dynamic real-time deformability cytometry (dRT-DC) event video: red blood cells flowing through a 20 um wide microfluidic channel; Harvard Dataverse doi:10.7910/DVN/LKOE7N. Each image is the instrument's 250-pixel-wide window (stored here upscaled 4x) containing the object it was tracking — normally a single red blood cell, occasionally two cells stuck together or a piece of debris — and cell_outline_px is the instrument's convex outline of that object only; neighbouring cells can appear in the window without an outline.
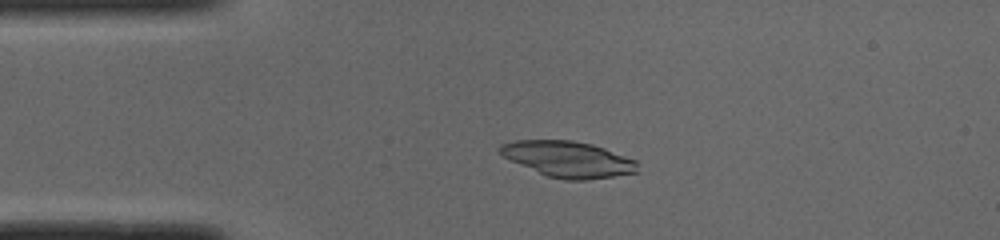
{"species": "common noctule bat (a hibernating species)", "species_latin": "Nyctalus noctula", "temperature_condition": "cold", "stored_images_in_passage": 50, "camera_frame_rate_fps": 3000, "um_per_image_px": 0.085, "animal": {"sex": "male", "body_mass_g": 19.0, "forearm_length_mm": 50.8}, "frame": {"image": 1, "passage_image": 11, "time_ms": 3.333, "image_size_px": [1000, 240], "cell_outline_px": [[640, 172], [588, 180], [564, 180], [548, 176], [512, 160], [504, 156], [496, 148], [500, 144], [516, 140], [572, 140], [592, 144], [604, 148], [636, 160]], "centroid_in_image_um": [48.33, 13.53], "position_along_channel_um": 36.7, "area_um2": 28.67}}
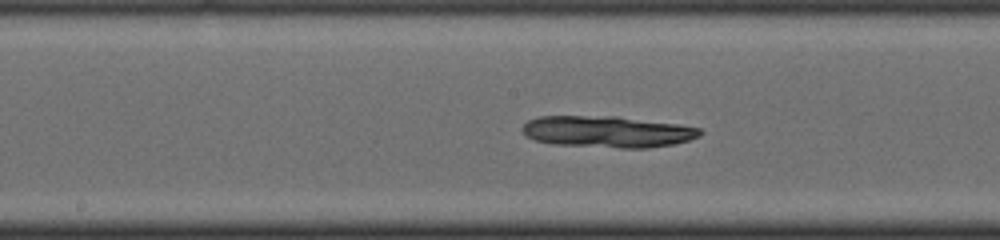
{"frame": {"image": 2, "passage_image": 25, "time_ms": 8.0, "image_size_px": [1000, 240], "cell_outline_px": [[704, 132], [700, 136], [688, 140], [672, 144], [648, 148], [620, 148], [552, 144], [536, 140], [528, 136], [520, 128], [528, 120], [540, 116], [616, 116], [680, 124], [700, 128]], "centroid_in_image_um": [51.65, 11.19], "position_along_channel_um": 196.6, "area_um2": 32.71}}
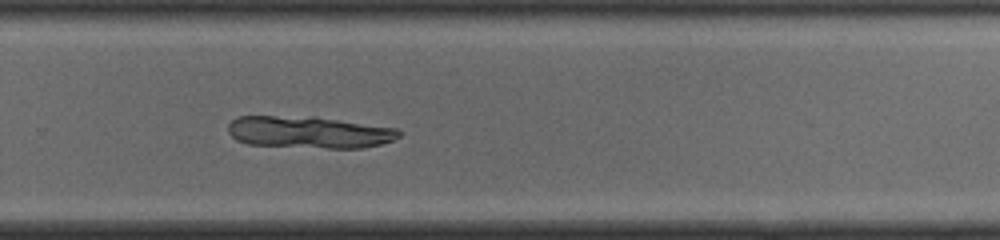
{"frame": {"image": 3, "passage_image": 33, "time_ms": 10.667, "image_size_px": [1000, 240], "cell_outline_px": [[400, 136], [392, 140], [380, 144], [364, 148], [328, 148], [248, 144], [236, 140], [228, 132], [228, 124], [232, 120], [240, 116], [316, 116], [400, 128]], "centroid_in_image_um": [26.3, 11.22], "position_along_channel_um": 303.5, "area_um2": 32.14}}